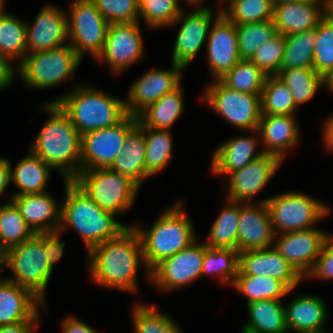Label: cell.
Returning a JSON list of instances; mask_svg holds the SVG:
<instances>
[{"mask_svg": "<svg viewBox=\"0 0 333 333\" xmlns=\"http://www.w3.org/2000/svg\"><path fill=\"white\" fill-rule=\"evenodd\" d=\"M285 306L288 330L297 333L323 330L327 319V308L324 300L316 296L301 295Z\"/></svg>", "mask_w": 333, "mask_h": 333, "instance_id": "cell-28", "label": "cell"}, {"mask_svg": "<svg viewBox=\"0 0 333 333\" xmlns=\"http://www.w3.org/2000/svg\"><path fill=\"white\" fill-rule=\"evenodd\" d=\"M189 4H191L192 3V5L194 4V5H198L199 3H202L201 1L202 0H186Z\"/></svg>", "mask_w": 333, "mask_h": 333, "instance_id": "cell-61", "label": "cell"}, {"mask_svg": "<svg viewBox=\"0 0 333 333\" xmlns=\"http://www.w3.org/2000/svg\"><path fill=\"white\" fill-rule=\"evenodd\" d=\"M207 53L215 80L221 78L241 60L236 25L228 20L221 10L209 30Z\"/></svg>", "mask_w": 333, "mask_h": 333, "instance_id": "cell-18", "label": "cell"}, {"mask_svg": "<svg viewBox=\"0 0 333 333\" xmlns=\"http://www.w3.org/2000/svg\"><path fill=\"white\" fill-rule=\"evenodd\" d=\"M315 28L285 36L281 70L313 68Z\"/></svg>", "mask_w": 333, "mask_h": 333, "instance_id": "cell-37", "label": "cell"}, {"mask_svg": "<svg viewBox=\"0 0 333 333\" xmlns=\"http://www.w3.org/2000/svg\"><path fill=\"white\" fill-rule=\"evenodd\" d=\"M285 49V35L277 33L262 44L250 59L266 76H275L281 70Z\"/></svg>", "mask_w": 333, "mask_h": 333, "instance_id": "cell-48", "label": "cell"}, {"mask_svg": "<svg viewBox=\"0 0 333 333\" xmlns=\"http://www.w3.org/2000/svg\"><path fill=\"white\" fill-rule=\"evenodd\" d=\"M65 201L61 206L62 232L73 227L83 238L87 253L102 242L118 237L129 226L115 220V214L102 210L72 180H65Z\"/></svg>", "mask_w": 333, "mask_h": 333, "instance_id": "cell-3", "label": "cell"}, {"mask_svg": "<svg viewBox=\"0 0 333 333\" xmlns=\"http://www.w3.org/2000/svg\"><path fill=\"white\" fill-rule=\"evenodd\" d=\"M325 5V0L274 3L272 19L277 33L287 36L316 28L326 16Z\"/></svg>", "mask_w": 333, "mask_h": 333, "instance_id": "cell-23", "label": "cell"}, {"mask_svg": "<svg viewBox=\"0 0 333 333\" xmlns=\"http://www.w3.org/2000/svg\"><path fill=\"white\" fill-rule=\"evenodd\" d=\"M276 76L290 89L297 106L311 100L319 87L326 85V79L314 68L280 70Z\"/></svg>", "mask_w": 333, "mask_h": 333, "instance_id": "cell-35", "label": "cell"}, {"mask_svg": "<svg viewBox=\"0 0 333 333\" xmlns=\"http://www.w3.org/2000/svg\"><path fill=\"white\" fill-rule=\"evenodd\" d=\"M329 236L328 233L314 227L309 230L284 233L273 245L281 256L305 278Z\"/></svg>", "mask_w": 333, "mask_h": 333, "instance_id": "cell-16", "label": "cell"}, {"mask_svg": "<svg viewBox=\"0 0 333 333\" xmlns=\"http://www.w3.org/2000/svg\"><path fill=\"white\" fill-rule=\"evenodd\" d=\"M300 1H307V0H273V3H282V2H300Z\"/></svg>", "mask_w": 333, "mask_h": 333, "instance_id": "cell-60", "label": "cell"}, {"mask_svg": "<svg viewBox=\"0 0 333 333\" xmlns=\"http://www.w3.org/2000/svg\"><path fill=\"white\" fill-rule=\"evenodd\" d=\"M87 254L91 277L97 284L122 291H137L136 273L139 262L144 264V258L139 236L132 226Z\"/></svg>", "mask_w": 333, "mask_h": 333, "instance_id": "cell-1", "label": "cell"}, {"mask_svg": "<svg viewBox=\"0 0 333 333\" xmlns=\"http://www.w3.org/2000/svg\"><path fill=\"white\" fill-rule=\"evenodd\" d=\"M260 97L262 115H294L298 107L290 89L276 75L266 77Z\"/></svg>", "mask_w": 333, "mask_h": 333, "instance_id": "cell-39", "label": "cell"}, {"mask_svg": "<svg viewBox=\"0 0 333 333\" xmlns=\"http://www.w3.org/2000/svg\"><path fill=\"white\" fill-rule=\"evenodd\" d=\"M11 163L8 159L0 158V196L11 181Z\"/></svg>", "mask_w": 333, "mask_h": 333, "instance_id": "cell-54", "label": "cell"}, {"mask_svg": "<svg viewBox=\"0 0 333 333\" xmlns=\"http://www.w3.org/2000/svg\"><path fill=\"white\" fill-rule=\"evenodd\" d=\"M137 124L138 118L128 114L112 127L82 134L80 171L108 169L120 155L127 134Z\"/></svg>", "mask_w": 333, "mask_h": 333, "instance_id": "cell-11", "label": "cell"}, {"mask_svg": "<svg viewBox=\"0 0 333 333\" xmlns=\"http://www.w3.org/2000/svg\"><path fill=\"white\" fill-rule=\"evenodd\" d=\"M228 205L215 219L205 245L208 248H238L240 202L228 199Z\"/></svg>", "mask_w": 333, "mask_h": 333, "instance_id": "cell-34", "label": "cell"}, {"mask_svg": "<svg viewBox=\"0 0 333 333\" xmlns=\"http://www.w3.org/2000/svg\"><path fill=\"white\" fill-rule=\"evenodd\" d=\"M239 271V252L229 248H208L205 245V254L202 264L201 276L212 274L220 276L221 282L232 284ZM217 274V275H216Z\"/></svg>", "mask_w": 333, "mask_h": 333, "instance_id": "cell-41", "label": "cell"}, {"mask_svg": "<svg viewBox=\"0 0 333 333\" xmlns=\"http://www.w3.org/2000/svg\"><path fill=\"white\" fill-rule=\"evenodd\" d=\"M72 181L102 210L115 215L133 205L139 189L128 176L110 169L80 171Z\"/></svg>", "mask_w": 333, "mask_h": 333, "instance_id": "cell-6", "label": "cell"}, {"mask_svg": "<svg viewBox=\"0 0 333 333\" xmlns=\"http://www.w3.org/2000/svg\"><path fill=\"white\" fill-rule=\"evenodd\" d=\"M139 17L151 28L175 24L182 9L178 0H138Z\"/></svg>", "mask_w": 333, "mask_h": 333, "instance_id": "cell-47", "label": "cell"}, {"mask_svg": "<svg viewBox=\"0 0 333 333\" xmlns=\"http://www.w3.org/2000/svg\"><path fill=\"white\" fill-rule=\"evenodd\" d=\"M0 54L11 63L19 60V64L27 54L26 22L4 12L3 8H0Z\"/></svg>", "mask_w": 333, "mask_h": 333, "instance_id": "cell-33", "label": "cell"}, {"mask_svg": "<svg viewBox=\"0 0 333 333\" xmlns=\"http://www.w3.org/2000/svg\"><path fill=\"white\" fill-rule=\"evenodd\" d=\"M7 263V249H5L4 247H1L0 246V273H1V270H2V264L6 265ZM0 277H1V274H0ZM7 280L6 279H2L0 278V284H2L3 282H5Z\"/></svg>", "mask_w": 333, "mask_h": 333, "instance_id": "cell-57", "label": "cell"}, {"mask_svg": "<svg viewBox=\"0 0 333 333\" xmlns=\"http://www.w3.org/2000/svg\"><path fill=\"white\" fill-rule=\"evenodd\" d=\"M10 198L35 233L59 230L61 208H57L50 193L11 195Z\"/></svg>", "mask_w": 333, "mask_h": 333, "instance_id": "cell-25", "label": "cell"}, {"mask_svg": "<svg viewBox=\"0 0 333 333\" xmlns=\"http://www.w3.org/2000/svg\"><path fill=\"white\" fill-rule=\"evenodd\" d=\"M326 85L333 91V73L328 78H326Z\"/></svg>", "mask_w": 333, "mask_h": 333, "instance_id": "cell-59", "label": "cell"}, {"mask_svg": "<svg viewBox=\"0 0 333 333\" xmlns=\"http://www.w3.org/2000/svg\"><path fill=\"white\" fill-rule=\"evenodd\" d=\"M221 13L235 25L256 23L273 18V0H227Z\"/></svg>", "mask_w": 333, "mask_h": 333, "instance_id": "cell-44", "label": "cell"}, {"mask_svg": "<svg viewBox=\"0 0 333 333\" xmlns=\"http://www.w3.org/2000/svg\"><path fill=\"white\" fill-rule=\"evenodd\" d=\"M50 113L30 151L52 168H58L64 180H73L80 172L81 134L56 103L44 106Z\"/></svg>", "mask_w": 333, "mask_h": 333, "instance_id": "cell-2", "label": "cell"}, {"mask_svg": "<svg viewBox=\"0 0 333 333\" xmlns=\"http://www.w3.org/2000/svg\"><path fill=\"white\" fill-rule=\"evenodd\" d=\"M14 66L0 54V89L9 86L14 80Z\"/></svg>", "mask_w": 333, "mask_h": 333, "instance_id": "cell-53", "label": "cell"}, {"mask_svg": "<svg viewBox=\"0 0 333 333\" xmlns=\"http://www.w3.org/2000/svg\"><path fill=\"white\" fill-rule=\"evenodd\" d=\"M266 77L251 60L241 59L219 80L231 89L261 95Z\"/></svg>", "mask_w": 333, "mask_h": 333, "instance_id": "cell-42", "label": "cell"}, {"mask_svg": "<svg viewBox=\"0 0 333 333\" xmlns=\"http://www.w3.org/2000/svg\"><path fill=\"white\" fill-rule=\"evenodd\" d=\"M267 203L275 234L312 229L329 213V207L299 192H286L263 200ZM278 232V233H277Z\"/></svg>", "mask_w": 333, "mask_h": 333, "instance_id": "cell-9", "label": "cell"}, {"mask_svg": "<svg viewBox=\"0 0 333 333\" xmlns=\"http://www.w3.org/2000/svg\"><path fill=\"white\" fill-rule=\"evenodd\" d=\"M242 333H253V332H250V331H247V330H243V329H242Z\"/></svg>", "mask_w": 333, "mask_h": 333, "instance_id": "cell-64", "label": "cell"}, {"mask_svg": "<svg viewBox=\"0 0 333 333\" xmlns=\"http://www.w3.org/2000/svg\"><path fill=\"white\" fill-rule=\"evenodd\" d=\"M36 324L37 322H22L0 326V333H33Z\"/></svg>", "mask_w": 333, "mask_h": 333, "instance_id": "cell-55", "label": "cell"}, {"mask_svg": "<svg viewBox=\"0 0 333 333\" xmlns=\"http://www.w3.org/2000/svg\"><path fill=\"white\" fill-rule=\"evenodd\" d=\"M237 275L273 277L282 281L290 290L296 288L303 279L274 246L239 252V271Z\"/></svg>", "mask_w": 333, "mask_h": 333, "instance_id": "cell-21", "label": "cell"}, {"mask_svg": "<svg viewBox=\"0 0 333 333\" xmlns=\"http://www.w3.org/2000/svg\"><path fill=\"white\" fill-rule=\"evenodd\" d=\"M205 98L213 110L234 126L255 131L261 119V95L248 94L226 87L219 79L206 89Z\"/></svg>", "mask_w": 333, "mask_h": 333, "instance_id": "cell-12", "label": "cell"}, {"mask_svg": "<svg viewBox=\"0 0 333 333\" xmlns=\"http://www.w3.org/2000/svg\"><path fill=\"white\" fill-rule=\"evenodd\" d=\"M326 1V17L333 22V0Z\"/></svg>", "mask_w": 333, "mask_h": 333, "instance_id": "cell-58", "label": "cell"}, {"mask_svg": "<svg viewBox=\"0 0 333 333\" xmlns=\"http://www.w3.org/2000/svg\"><path fill=\"white\" fill-rule=\"evenodd\" d=\"M145 150V133L136 125L127 134L120 155L108 169L128 176L140 187L142 180L146 178Z\"/></svg>", "mask_w": 333, "mask_h": 333, "instance_id": "cell-29", "label": "cell"}, {"mask_svg": "<svg viewBox=\"0 0 333 333\" xmlns=\"http://www.w3.org/2000/svg\"><path fill=\"white\" fill-rule=\"evenodd\" d=\"M249 321L243 330L253 333H286L285 307L280 299H266L247 303Z\"/></svg>", "mask_w": 333, "mask_h": 333, "instance_id": "cell-30", "label": "cell"}, {"mask_svg": "<svg viewBox=\"0 0 333 333\" xmlns=\"http://www.w3.org/2000/svg\"><path fill=\"white\" fill-rule=\"evenodd\" d=\"M109 24L139 22L138 0H91Z\"/></svg>", "mask_w": 333, "mask_h": 333, "instance_id": "cell-49", "label": "cell"}, {"mask_svg": "<svg viewBox=\"0 0 333 333\" xmlns=\"http://www.w3.org/2000/svg\"><path fill=\"white\" fill-rule=\"evenodd\" d=\"M50 167L41 158L30 151V155L23 158L11 171V181L20 191L13 195L35 194L45 192L49 179Z\"/></svg>", "mask_w": 333, "mask_h": 333, "instance_id": "cell-32", "label": "cell"}, {"mask_svg": "<svg viewBox=\"0 0 333 333\" xmlns=\"http://www.w3.org/2000/svg\"><path fill=\"white\" fill-rule=\"evenodd\" d=\"M205 254V243L194 241L175 255L161 260L150 271L148 277L161 290L173 291L201 277Z\"/></svg>", "mask_w": 333, "mask_h": 333, "instance_id": "cell-13", "label": "cell"}, {"mask_svg": "<svg viewBox=\"0 0 333 333\" xmlns=\"http://www.w3.org/2000/svg\"><path fill=\"white\" fill-rule=\"evenodd\" d=\"M135 333H182L169 315L158 312L153 305H135L133 309Z\"/></svg>", "mask_w": 333, "mask_h": 333, "instance_id": "cell-46", "label": "cell"}, {"mask_svg": "<svg viewBox=\"0 0 333 333\" xmlns=\"http://www.w3.org/2000/svg\"><path fill=\"white\" fill-rule=\"evenodd\" d=\"M313 68L325 79L333 73V22L326 16L315 28Z\"/></svg>", "mask_w": 333, "mask_h": 333, "instance_id": "cell-45", "label": "cell"}, {"mask_svg": "<svg viewBox=\"0 0 333 333\" xmlns=\"http://www.w3.org/2000/svg\"><path fill=\"white\" fill-rule=\"evenodd\" d=\"M276 239L267 203L240 204L238 252L269 248Z\"/></svg>", "mask_w": 333, "mask_h": 333, "instance_id": "cell-22", "label": "cell"}, {"mask_svg": "<svg viewBox=\"0 0 333 333\" xmlns=\"http://www.w3.org/2000/svg\"><path fill=\"white\" fill-rule=\"evenodd\" d=\"M257 139L253 136L237 137L219 146L211 159V171L214 174H229L242 169L251 161L259 158L264 151L255 154Z\"/></svg>", "mask_w": 333, "mask_h": 333, "instance_id": "cell-27", "label": "cell"}, {"mask_svg": "<svg viewBox=\"0 0 333 333\" xmlns=\"http://www.w3.org/2000/svg\"><path fill=\"white\" fill-rule=\"evenodd\" d=\"M47 253L41 242V233H35L21 244L7 249L6 266L14 275L7 280L29 289L43 303L53 270L47 262Z\"/></svg>", "mask_w": 333, "mask_h": 333, "instance_id": "cell-7", "label": "cell"}, {"mask_svg": "<svg viewBox=\"0 0 333 333\" xmlns=\"http://www.w3.org/2000/svg\"><path fill=\"white\" fill-rule=\"evenodd\" d=\"M138 22L109 24L102 52L96 58L106 61L114 73H121L143 55V41Z\"/></svg>", "mask_w": 333, "mask_h": 333, "instance_id": "cell-14", "label": "cell"}, {"mask_svg": "<svg viewBox=\"0 0 333 333\" xmlns=\"http://www.w3.org/2000/svg\"><path fill=\"white\" fill-rule=\"evenodd\" d=\"M182 206L178 202L163 211L149 230L132 226L139 236L144 266L149 271L161 260L175 255L196 241L193 225Z\"/></svg>", "mask_w": 333, "mask_h": 333, "instance_id": "cell-5", "label": "cell"}, {"mask_svg": "<svg viewBox=\"0 0 333 333\" xmlns=\"http://www.w3.org/2000/svg\"><path fill=\"white\" fill-rule=\"evenodd\" d=\"M39 304H44L29 289L12 281L0 284V326L38 322Z\"/></svg>", "mask_w": 333, "mask_h": 333, "instance_id": "cell-24", "label": "cell"}, {"mask_svg": "<svg viewBox=\"0 0 333 333\" xmlns=\"http://www.w3.org/2000/svg\"><path fill=\"white\" fill-rule=\"evenodd\" d=\"M4 4V0H0V8H4L3 5Z\"/></svg>", "mask_w": 333, "mask_h": 333, "instance_id": "cell-63", "label": "cell"}, {"mask_svg": "<svg viewBox=\"0 0 333 333\" xmlns=\"http://www.w3.org/2000/svg\"><path fill=\"white\" fill-rule=\"evenodd\" d=\"M35 234L21 215L20 209L10 200L0 206V246L9 249Z\"/></svg>", "mask_w": 333, "mask_h": 333, "instance_id": "cell-40", "label": "cell"}, {"mask_svg": "<svg viewBox=\"0 0 333 333\" xmlns=\"http://www.w3.org/2000/svg\"><path fill=\"white\" fill-rule=\"evenodd\" d=\"M68 18V43L82 58L87 51L96 59L102 52L109 23L91 0H74Z\"/></svg>", "mask_w": 333, "mask_h": 333, "instance_id": "cell-10", "label": "cell"}, {"mask_svg": "<svg viewBox=\"0 0 333 333\" xmlns=\"http://www.w3.org/2000/svg\"><path fill=\"white\" fill-rule=\"evenodd\" d=\"M145 133L146 178L157 174L168 164L172 157V137L169 130L140 127Z\"/></svg>", "mask_w": 333, "mask_h": 333, "instance_id": "cell-38", "label": "cell"}, {"mask_svg": "<svg viewBox=\"0 0 333 333\" xmlns=\"http://www.w3.org/2000/svg\"><path fill=\"white\" fill-rule=\"evenodd\" d=\"M241 59L250 60L257 49L277 34L273 19L236 25Z\"/></svg>", "mask_w": 333, "mask_h": 333, "instance_id": "cell-43", "label": "cell"}, {"mask_svg": "<svg viewBox=\"0 0 333 333\" xmlns=\"http://www.w3.org/2000/svg\"><path fill=\"white\" fill-rule=\"evenodd\" d=\"M82 58L70 45L48 51L26 54L18 71L25 84L45 89L70 79Z\"/></svg>", "mask_w": 333, "mask_h": 333, "instance_id": "cell-8", "label": "cell"}, {"mask_svg": "<svg viewBox=\"0 0 333 333\" xmlns=\"http://www.w3.org/2000/svg\"><path fill=\"white\" fill-rule=\"evenodd\" d=\"M298 129L294 115H262L255 132L261 133L264 153L275 155L283 161L286 151L298 141Z\"/></svg>", "mask_w": 333, "mask_h": 333, "instance_id": "cell-26", "label": "cell"}, {"mask_svg": "<svg viewBox=\"0 0 333 333\" xmlns=\"http://www.w3.org/2000/svg\"><path fill=\"white\" fill-rule=\"evenodd\" d=\"M54 5L43 7L32 25L26 23L27 54L48 51L66 44L68 38V17Z\"/></svg>", "mask_w": 333, "mask_h": 333, "instance_id": "cell-19", "label": "cell"}, {"mask_svg": "<svg viewBox=\"0 0 333 333\" xmlns=\"http://www.w3.org/2000/svg\"><path fill=\"white\" fill-rule=\"evenodd\" d=\"M62 333H97L87 323L69 316L62 322Z\"/></svg>", "mask_w": 333, "mask_h": 333, "instance_id": "cell-52", "label": "cell"}, {"mask_svg": "<svg viewBox=\"0 0 333 333\" xmlns=\"http://www.w3.org/2000/svg\"><path fill=\"white\" fill-rule=\"evenodd\" d=\"M306 277L323 278V280L333 279V238L331 236L325 241L319 256Z\"/></svg>", "mask_w": 333, "mask_h": 333, "instance_id": "cell-50", "label": "cell"}, {"mask_svg": "<svg viewBox=\"0 0 333 333\" xmlns=\"http://www.w3.org/2000/svg\"><path fill=\"white\" fill-rule=\"evenodd\" d=\"M60 230L42 232L41 242L43 248L48 252L47 262L53 269L55 262H58L60 258L63 257V248L65 246L64 242H60Z\"/></svg>", "mask_w": 333, "mask_h": 333, "instance_id": "cell-51", "label": "cell"}, {"mask_svg": "<svg viewBox=\"0 0 333 333\" xmlns=\"http://www.w3.org/2000/svg\"><path fill=\"white\" fill-rule=\"evenodd\" d=\"M184 12L180 13L175 23L183 21L173 48L172 64L184 69L195 58L203 43L207 40L213 12L210 7L200 6L193 10L184 20Z\"/></svg>", "mask_w": 333, "mask_h": 333, "instance_id": "cell-17", "label": "cell"}, {"mask_svg": "<svg viewBox=\"0 0 333 333\" xmlns=\"http://www.w3.org/2000/svg\"><path fill=\"white\" fill-rule=\"evenodd\" d=\"M183 70L182 66L173 63L171 70H150L137 79L130 87L128 100L125 101L127 114L137 117L149 105L176 89L181 85Z\"/></svg>", "mask_w": 333, "mask_h": 333, "instance_id": "cell-15", "label": "cell"}, {"mask_svg": "<svg viewBox=\"0 0 333 333\" xmlns=\"http://www.w3.org/2000/svg\"><path fill=\"white\" fill-rule=\"evenodd\" d=\"M233 287L246 296L247 303L281 299L293 291L273 277L254 275H237Z\"/></svg>", "mask_w": 333, "mask_h": 333, "instance_id": "cell-36", "label": "cell"}, {"mask_svg": "<svg viewBox=\"0 0 333 333\" xmlns=\"http://www.w3.org/2000/svg\"><path fill=\"white\" fill-rule=\"evenodd\" d=\"M183 105V92L179 85L143 110L137 116V125L157 130H169L183 112Z\"/></svg>", "mask_w": 333, "mask_h": 333, "instance_id": "cell-31", "label": "cell"}, {"mask_svg": "<svg viewBox=\"0 0 333 333\" xmlns=\"http://www.w3.org/2000/svg\"><path fill=\"white\" fill-rule=\"evenodd\" d=\"M50 103H56L62 109L81 135L112 127L128 115L125 100L86 85H79L71 93Z\"/></svg>", "mask_w": 333, "mask_h": 333, "instance_id": "cell-4", "label": "cell"}, {"mask_svg": "<svg viewBox=\"0 0 333 333\" xmlns=\"http://www.w3.org/2000/svg\"><path fill=\"white\" fill-rule=\"evenodd\" d=\"M325 329L323 330H320V331H314V332H302V333H327L326 331H324Z\"/></svg>", "mask_w": 333, "mask_h": 333, "instance_id": "cell-62", "label": "cell"}, {"mask_svg": "<svg viewBox=\"0 0 333 333\" xmlns=\"http://www.w3.org/2000/svg\"><path fill=\"white\" fill-rule=\"evenodd\" d=\"M281 163L282 160L279 157L264 153L242 169L229 173L228 199L241 204L248 201L264 189Z\"/></svg>", "mask_w": 333, "mask_h": 333, "instance_id": "cell-20", "label": "cell"}, {"mask_svg": "<svg viewBox=\"0 0 333 333\" xmlns=\"http://www.w3.org/2000/svg\"><path fill=\"white\" fill-rule=\"evenodd\" d=\"M324 124V142L326 148L333 150V117H330Z\"/></svg>", "mask_w": 333, "mask_h": 333, "instance_id": "cell-56", "label": "cell"}]
</instances>
